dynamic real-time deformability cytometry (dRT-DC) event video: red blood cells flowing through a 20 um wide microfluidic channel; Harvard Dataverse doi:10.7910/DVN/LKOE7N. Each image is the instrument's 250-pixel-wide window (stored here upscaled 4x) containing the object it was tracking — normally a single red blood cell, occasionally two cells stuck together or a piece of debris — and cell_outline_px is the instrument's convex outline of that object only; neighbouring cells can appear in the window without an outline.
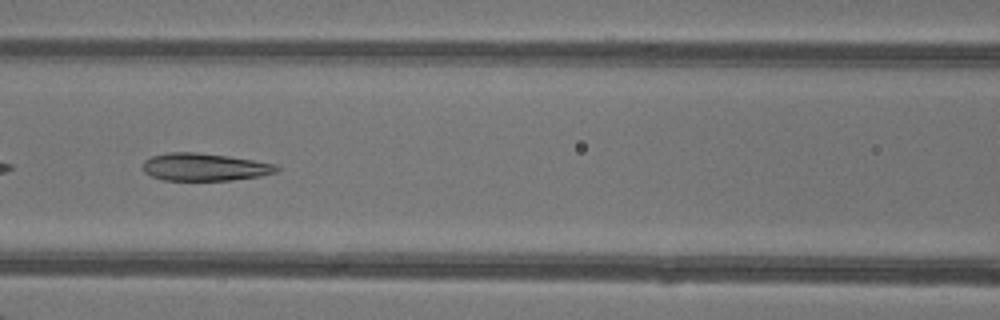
{"species": "common noctule bat (a hibernating species)", "species_latin": "Nyctalus noctula", "temperature_condition": "warm", "stored_images_in_passage": 40, "camera_frame_rate_fps": 3000, "um_per_image_px": 0.085, "animal": {"sex": "female"}, "frame": {"image": 1, "passage_image": 18, "time_ms": 5.667, "image_size_px": [1000, 320], "cell_outline_px": [[280, 168], [276, 172], [260, 176], [232, 180], [164, 180], [152, 176], [144, 172], [144, 160], [152, 156], [168, 152], [196, 152], [228, 156], [276, 164]], "centroid_in_image_um": [17.39, 14.19], "position_along_channel_um": 149.2, "area_um2": 21.39}}
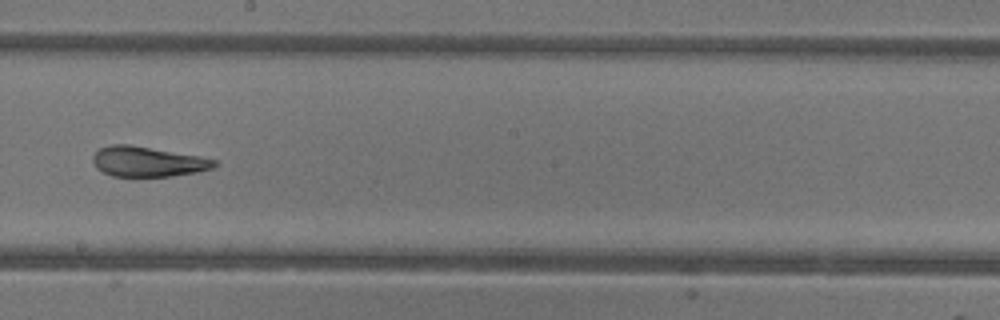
{"frame": {"image": 2, "passage_image": 24, "time_ms": 7.667, "image_size_px": [1000, 320], "cell_outline_px": [[220, 164], [212, 168], [196, 172], [172, 176], [112, 176], [96, 168], [92, 160], [92, 156], [100, 148], [112, 144], [128, 144], [200, 156], [216, 160]], "centroid_in_image_um": [12.56, 13.73], "position_along_channel_um": 235.6, "area_um2": 21.27}}
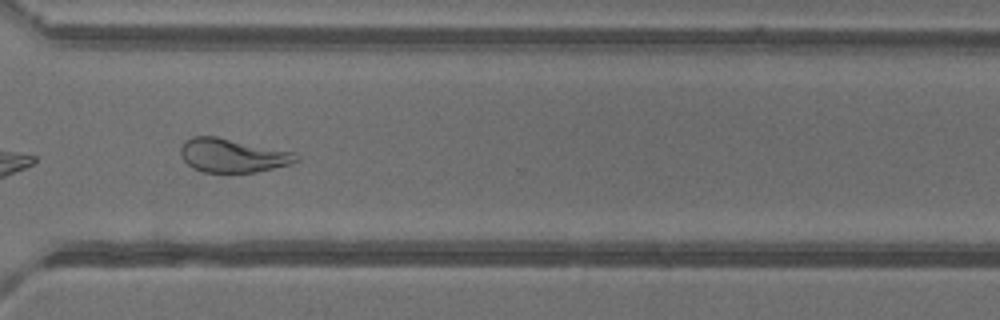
{"frame": {"image": 3, "passage_image": 32, "time_ms": 10.333, "image_size_px": [1000, 320], "cell_outline_px": [[300, 160], [292, 164], [256, 172], [204, 172], [192, 168], [184, 160], [180, 152], [180, 148], [184, 140], [192, 136], [216, 136], [296, 152], [300, 156]], "centroid_in_image_um": [19.8, 13.21], "position_along_channel_um": 350.8, "area_um2": 23.0}, "authors_computed_cell_mechanics": {"area_um2": 23.8136, "velocity_mm_per_s": 4.3336, "shape_relaxation_time_tau1_ms": 9.7494, "shape_relaxation_time_tau2_ms": 2.1372, "deformation_change_tau1": 0.3069, "deformation_change_tau2": 0.0937}}